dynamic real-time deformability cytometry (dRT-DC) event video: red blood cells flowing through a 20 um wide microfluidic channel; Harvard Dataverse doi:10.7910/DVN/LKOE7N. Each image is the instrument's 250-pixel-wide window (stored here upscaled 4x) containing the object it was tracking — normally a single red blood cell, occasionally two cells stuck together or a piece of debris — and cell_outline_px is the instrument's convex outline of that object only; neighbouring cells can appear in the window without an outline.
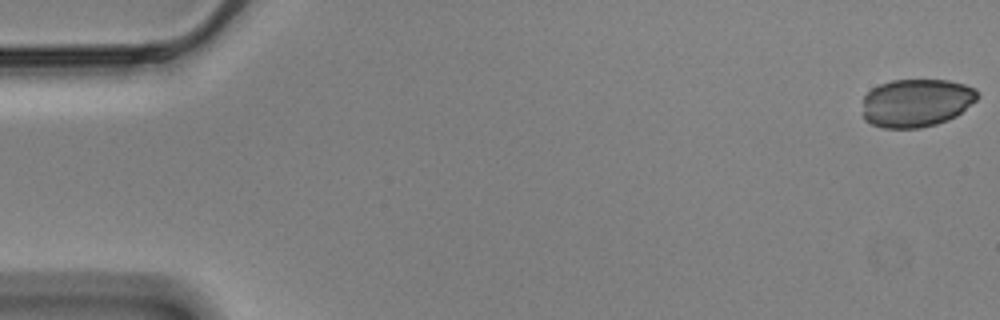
{"species": "Egyptian fruit bat (a non-hibernating species)", "species_latin": "Rousettus aegyptiacus", "temperature_condition": "cold", "stored_images_in_passage": 57, "camera_frame_rate_fps": 3000, "um_per_image_px": 0.085, "animal": {"sex": "male"}, "frame": {"image": 1, "passage_image": 1, "time_ms": 0.0, "image_size_px": [1000, 320], "cell_outline_px": [[980, 96], [976, 100], [956, 116], [948, 120], [936, 124], [920, 128], [884, 128], [872, 124], [864, 120], [864, 96], [872, 88], [880, 84], [892, 80], [948, 80], [964, 84], [976, 88]], "centroid_in_image_um": [77.91, 8.74], "position_along_channel_um": 7.1, "area_um2": 32.31}}
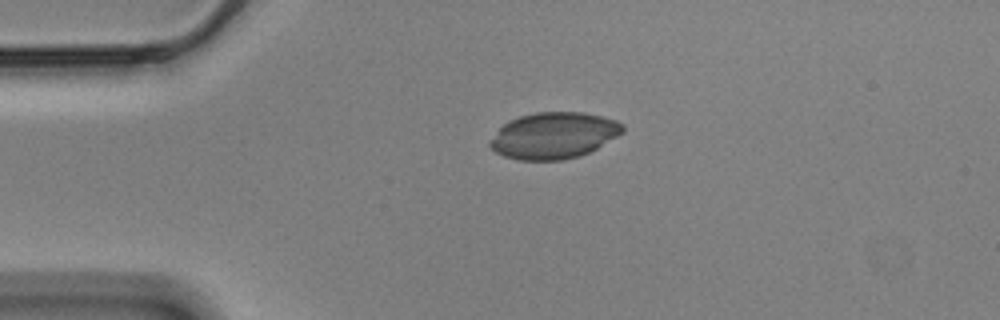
{"frame": {"image": 2, "passage_image": 13, "time_ms": 4.0, "image_size_px": [1000, 320], "cell_outline_px": [[624, 132], [596, 148], [580, 156], [560, 160], [516, 160], [504, 156], [496, 152], [488, 144], [488, 140], [508, 120], [520, 116], [536, 112], [580, 112], [600, 116], [616, 120], [624, 124]], "centroid_in_image_um": [47.05, 11.52], "position_along_channel_um": 38.0, "area_um2": 35.78}}
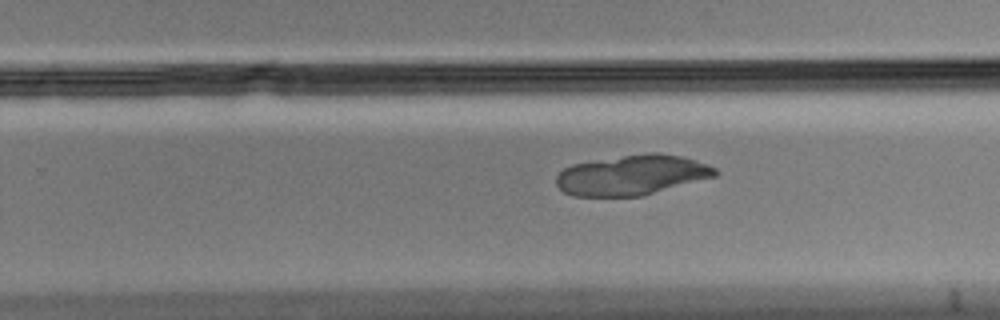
{"frame": {"image": 3, "passage_image": 36, "time_ms": 11.667, "image_size_px": [1000, 320], "cell_outline_px": [[720, 172], [716, 176], [640, 196], [572, 196], [564, 192], [556, 184], [556, 176], [564, 168], [572, 164], [648, 152], [660, 152], [680, 156], [696, 160], [716, 168]], "centroid_in_image_um": [53.72, 14.87], "position_along_channel_um": 276.1, "area_um2": 36.93}}